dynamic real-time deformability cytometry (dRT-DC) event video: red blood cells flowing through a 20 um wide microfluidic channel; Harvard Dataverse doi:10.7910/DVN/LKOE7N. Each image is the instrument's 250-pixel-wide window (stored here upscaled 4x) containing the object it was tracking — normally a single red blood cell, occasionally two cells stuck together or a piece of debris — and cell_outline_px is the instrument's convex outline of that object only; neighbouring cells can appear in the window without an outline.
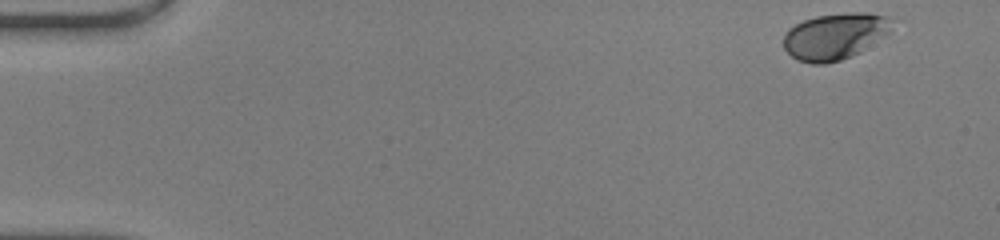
{"species": "human", "species_latin": "Homo sapiens", "temperature_condition": "warm", "stored_images_in_passage": 46, "camera_frame_rate_fps": 3000, "um_per_image_px": 0.085, "donor": {"sex": "male"}, "frame": {"image": 1, "passage_image": 1, "time_ms": 0.0, "image_size_px": [1000, 240], "cell_outline_px": [[896, 20], [888, 32], [884, 36], [860, 52], [840, 60], [824, 64], [812, 64], [796, 60], [784, 48], [784, 36], [788, 28], [804, 20], [816, 16], [848, 12], [868, 12], [888, 16]], "centroid_in_image_um": [70.98, 3.06], "position_along_channel_um": 14.0, "area_um2": 29.48}}
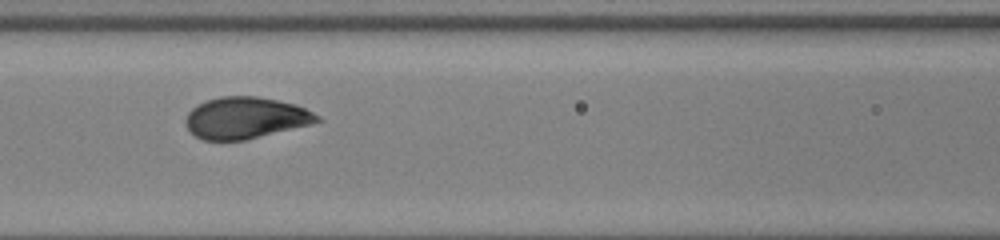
{"frame": {"image": 2, "passage_image": 20, "time_ms": 6.333, "image_size_px": [1000, 240], "cell_outline_px": [[324, 120], [312, 124], [244, 140], [204, 140], [196, 136], [188, 128], [184, 120], [188, 112], [192, 108], [208, 100], [220, 96], [256, 96], [296, 104], [320, 116]], "centroid_in_image_um": [20.89, 10.02], "position_along_channel_um": 145.7, "area_um2": 31.67}}
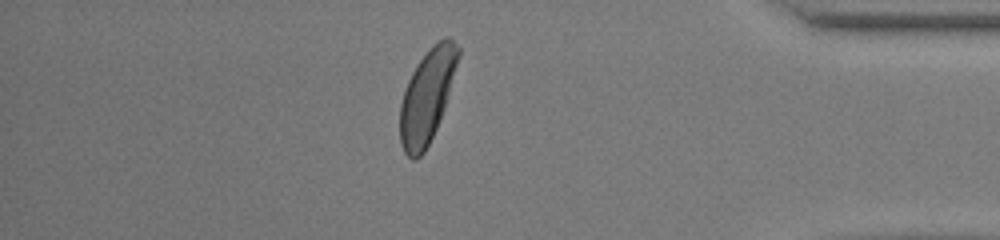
{"frame": {"image": 3, "passage_image": 40, "time_ms": 13.0, "image_size_px": [1000, 240], "cell_outline_px": [[460, 56], [444, 108], [440, 120], [424, 152], [416, 160], [412, 160], [404, 152], [400, 144], [400, 104], [408, 80], [416, 64], [432, 44], [444, 36], [448, 36], [460, 48]], "centroid_in_image_um": [36.3, 8.15], "position_along_channel_um": 398.9, "area_um2": 31.56}, "authors_computed_cell_mechanics": {"area_um2": 31.4432, "velocity_mm_per_s": 4.2818, "shape_relaxation_time_tau1_ms": 2.1112, "shape_relaxation_time_tau2_ms": null, "deformation_change_tau1": 0.1479, "deformation_change_tau2": null}}